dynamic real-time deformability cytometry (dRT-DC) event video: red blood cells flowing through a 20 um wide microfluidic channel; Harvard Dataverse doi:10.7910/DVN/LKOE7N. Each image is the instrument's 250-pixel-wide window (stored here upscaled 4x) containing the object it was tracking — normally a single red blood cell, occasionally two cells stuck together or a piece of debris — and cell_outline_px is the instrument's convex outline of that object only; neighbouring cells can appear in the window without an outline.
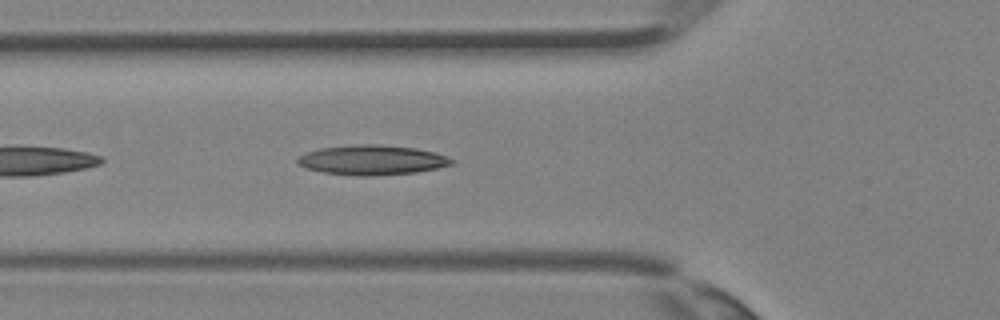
{"species": "Egyptian fruit bat (a non-hibernating species)", "species_latin": "Rousettus aegyptiacus", "temperature_condition": "room temperature", "stored_images_in_passage": 36, "camera_frame_rate_fps": 3000, "um_per_image_px": 0.085, "animal": {"sex": "female"}, "frame": {"image": 1, "passage_image": 13, "time_ms": 4.0, "image_size_px": [1000, 320], "cell_outline_px": [[456, 160], [452, 164], [436, 168], [416, 172], [372, 176], [356, 176], [324, 172], [304, 168], [296, 164], [296, 160], [300, 156], [308, 152], [320, 148], [356, 144], [380, 144], [416, 148], [436, 152]], "centroid_in_image_um": [31.62, 13.6], "position_along_channel_um": 94.2, "area_um2": 26.88}}
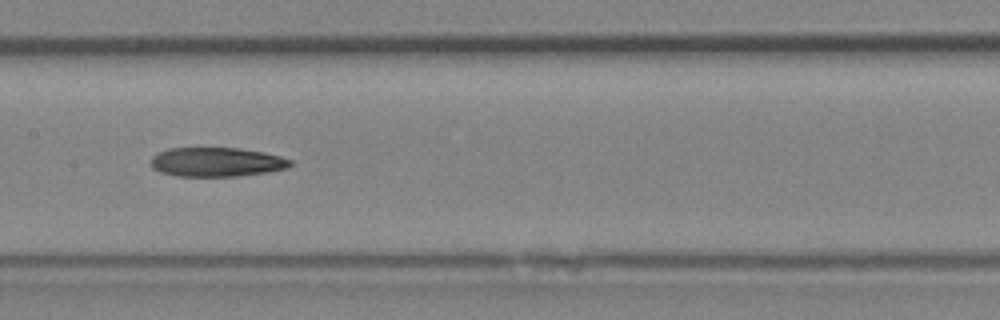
{"frame": {"image": 2, "passage_image": 18, "time_ms": 5.667, "image_size_px": [1000, 320], "cell_outline_px": [[292, 164], [288, 168], [268, 172], [240, 176], [176, 176], [160, 172], [152, 168], [152, 156], [156, 152], [168, 148], [240, 148], [264, 152], [280, 156], [292, 160]], "centroid_in_image_um": [18.41, 13.77], "position_along_channel_um": 189.0, "area_um2": 23.93}}
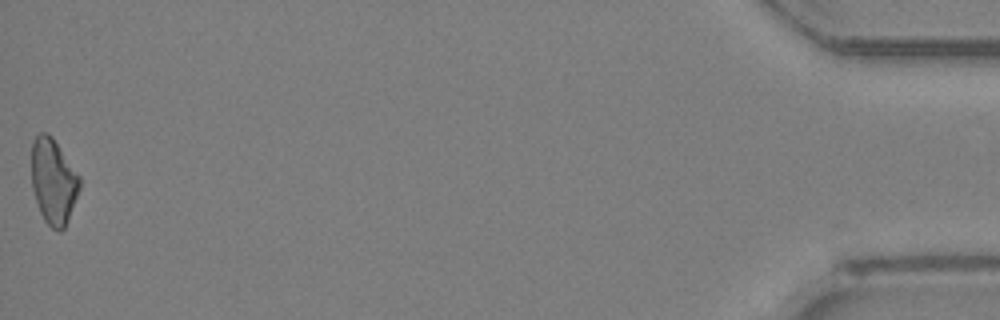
{"frame": {"image": 3, "passage_image": 36, "time_ms": 11.667, "image_size_px": [1000, 320], "cell_outline_px": [[80, 188], [64, 228], [60, 232], [52, 228], [44, 220], [40, 212], [32, 188], [32, 140], [40, 132], [48, 132], [52, 136], [80, 176]], "centroid_in_image_um": [4.53, 15.39], "position_along_channel_um": 430.7, "area_um2": 23.81}}